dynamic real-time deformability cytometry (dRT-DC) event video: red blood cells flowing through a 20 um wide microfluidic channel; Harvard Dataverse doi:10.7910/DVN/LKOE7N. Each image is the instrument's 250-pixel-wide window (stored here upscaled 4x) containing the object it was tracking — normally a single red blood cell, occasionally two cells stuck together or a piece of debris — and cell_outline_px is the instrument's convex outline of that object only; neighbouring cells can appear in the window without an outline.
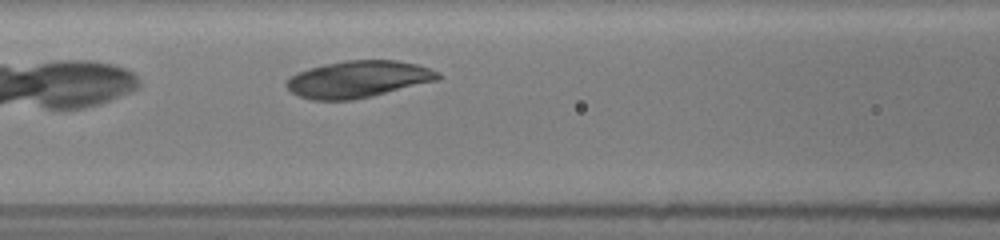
{"species": "common noctule bat (a hibernating species)", "species_latin": "Nyctalus noctula", "temperature_condition": "room temperature", "stored_images_in_passage": 4, "segment_of_instrument_passage": [1, 2], "camera_frame_rate_fps": 3000, "um_per_image_px": 0.085, "animal": {"sex": "female", "body_mass_g": 19.5, "forearm_length_mm": 54.1}, "frame": {"image": 1, "passage_image": 3, "time_ms": 2.333, "image_size_px": [1000, 240], "cell_outline_px": [[444, 76], [440, 80], [372, 96], [352, 100], [312, 100], [300, 96], [292, 92], [284, 84], [296, 72], [324, 64], [344, 60], [396, 60], [416, 64], [440, 72]], "centroid_in_image_um": [30.49, 6.73], "position_along_channel_um": 136.1, "area_um2": 32.66}}